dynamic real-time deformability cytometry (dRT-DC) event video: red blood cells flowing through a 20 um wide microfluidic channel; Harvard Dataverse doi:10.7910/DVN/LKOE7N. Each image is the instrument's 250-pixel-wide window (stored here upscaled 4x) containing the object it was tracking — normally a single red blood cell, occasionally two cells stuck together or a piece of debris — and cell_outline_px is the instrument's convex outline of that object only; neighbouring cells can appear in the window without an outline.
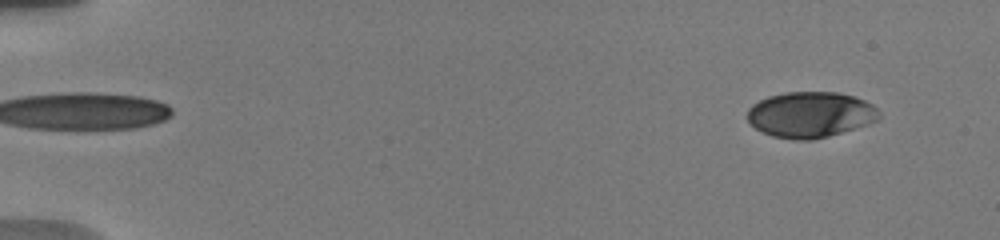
{"species": "human", "species_latin": "Homo sapiens", "temperature_condition": "warm", "stored_images_in_passage": 78, "camera_frame_rate_fps": 3000, "um_per_image_px": 0.085, "donor": {"sex": "male"}, "frame": {"image": 1, "passage_image": 7, "time_ms": 1.333, "image_size_px": [1000, 240], "cell_outline_px": [[876, 120], [868, 124], [828, 136], [812, 140], [796, 140], [772, 136], [756, 128], [748, 120], [748, 108], [752, 104], [768, 96], [788, 92], [836, 92], [852, 96], [864, 100], [872, 104], [876, 108]], "centroid_in_image_um": [68.84, 9.74], "position_along_channel_um": 16.2, "area_um2": 34.68}}
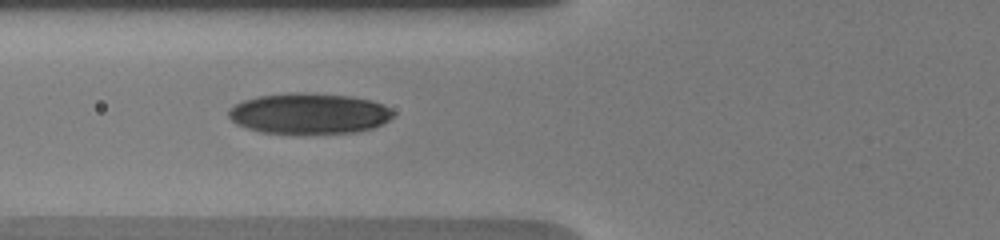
{"frame": {"image": 2, "passage_image": 32, "time_ms": 7.333, "image_size_px": [1000, 240], "cell_outline_px": [[392, 116], [388, 120], [372, 128], [356, 132], [304, 136], [296, 136], [260, 132], [244, 128], [236, 124], [228, 116], [228, 108], [244, 100], [256, 96], [288, 92], [304, 92], [352, 96], [384, 104], [392, 112]], "centroid_in_image_um": [26.2, 9.68], "position_along_channel_um": 99.6, "area_um2": 40.23}}
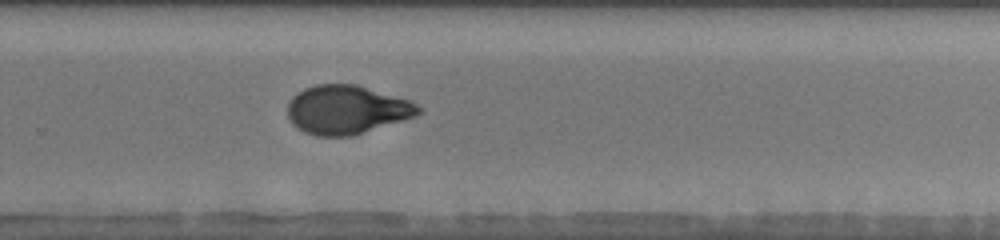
{"frame": {"image": 3, "passage_image": 53, "time_ms": 12.667, "image_size_px": [1000, 240], "cell_outline_px": [[420, 112], [416, 116], [352, 136], [316, 136], [304, 132], [292, 124], [288, 116], [288, 104], [292, 96], [304, 88], [316, 84], [356, 84], [412, 100], [420, 108]], "centroid_in_image_um": [29.47, 9.32], "position_along_channel_um": 300.3, "area_um2": 37.28}, "authors_computed_cell_mechanics": {"area_um2": 36.703, "velocity_mm_per_s": 3.7675, "shape_relaxation_time_tau1_ms": 4.471, "shape_relaxation_time_tau2_ms": 1.6975, "deformation_change_tau1": 0.189, "deformation_change_tau2": 0.0607}}